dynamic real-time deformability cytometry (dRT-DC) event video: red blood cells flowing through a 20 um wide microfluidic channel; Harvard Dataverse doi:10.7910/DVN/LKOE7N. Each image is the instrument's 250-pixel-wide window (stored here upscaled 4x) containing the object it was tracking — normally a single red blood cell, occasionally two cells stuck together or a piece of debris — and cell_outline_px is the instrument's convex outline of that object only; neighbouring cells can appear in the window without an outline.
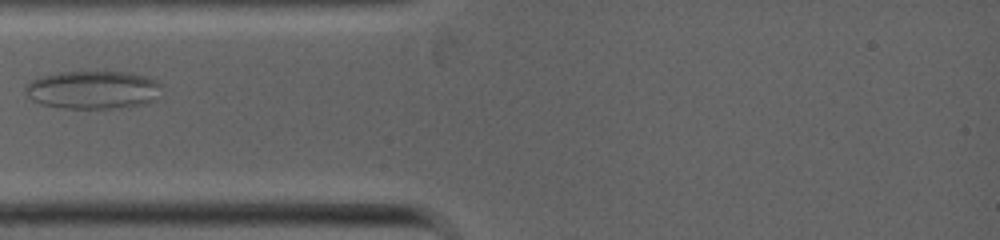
{"species": "common noctule bat (a hibernating species)", "species_latin": "Nyctalus noctula", "temperature_condition": "warm", "stored_images_in_passage": 4, "camera_frame_rate_fps": 5000, "um_per_image_px": 0.085, "animal": {"sex": "female", "body_mass_g": 19.0, "forearm_length_mm": 53.3}, "frame": {"image": 1, "passage_image": 3, "time_ms": 0.8, "image_size_px": [1000, 240], "cell_outline_px": [[160, 84], [152, 100], [148, 104], [112, 108], [64, 108], [40, 104], [24, 96], [24, 88], [32, 80], [40, 76], [60, 72], [128, 72], [144, 76], [156, 80]], "centroid_in_image_um": [7.81, 7.64], "position_along_channel_um": 77.2, "area_um2": 30.11}}